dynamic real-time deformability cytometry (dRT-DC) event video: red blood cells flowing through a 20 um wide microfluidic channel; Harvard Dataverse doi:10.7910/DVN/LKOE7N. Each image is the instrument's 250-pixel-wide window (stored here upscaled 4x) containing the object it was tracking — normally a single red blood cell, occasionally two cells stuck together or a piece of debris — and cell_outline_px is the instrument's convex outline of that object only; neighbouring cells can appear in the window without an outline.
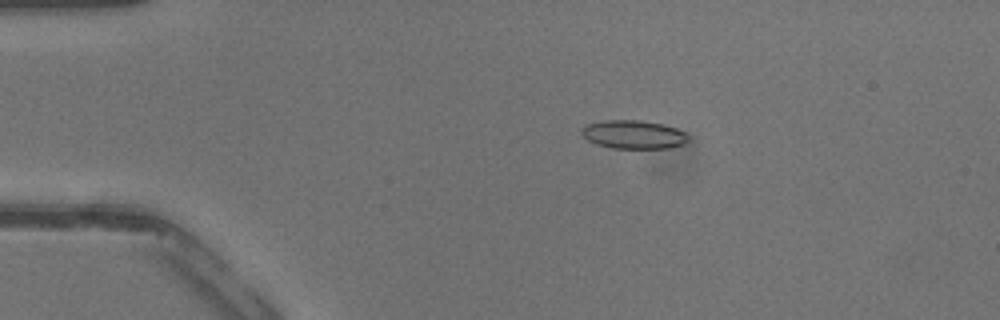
{"species": "common noctule bat (a hibernating species)", "species_latin": "Nyctalus noctula", "temperature_condition": "warm", "stored_images_in_passage": 39, "camera_frame_rate_fps": 3000, "um_per_image_px": 0.085, "animal": {"sex": "male", "body_mass_g": 13.3}, "frame": {"image": 1, "passage_image": 7, "time_ms": 2.0, "image_size_px": [1000, 320], "cell_outline_px": [[688, 140], [684, 144], [668, 148], [612, 148], [596, 144], [588, 140], [580, 132], [580, 128], [584, 124], [604, 120], [640, 120], [664, 124], [676, 128], [684, 132], [688, 136]], "centroid_in_image_um": [53.82, 11.42], "position_along_channel_um": 31.2, "area_um2": 17.86}}
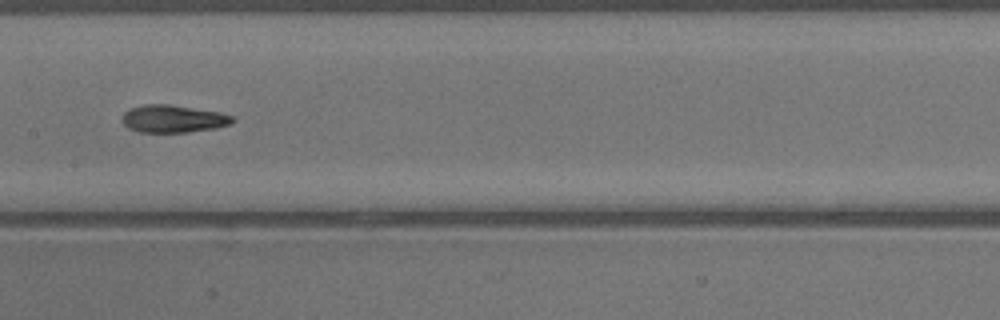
{"frame": {"image": 2, "passage_image": 20, "time_ms": 6.333, "image_size_px": [1000, 320], "cell_outline_px": [[236, 120], [232, 124], [216, 128], [188, 132], [136, 132], [128, 128], [120, 120], [120, 116], [128, 108], [144, 104], [168, 104], [220, 112], [232, 116]], "centroid_in_image_um": [14.68, 10.1], "position_along_channel_um": 192.7, "area_um2": 18.03}}
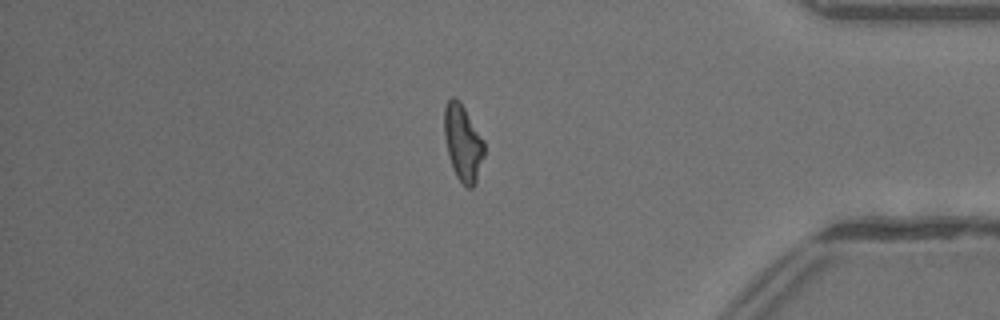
{"frame": {"image": 3, "passage_image": 34, "time_ms": 11.0, "image_size_px": [1000, 320], "cell_outline_px": [[484, 156], [476, 180], [472, 188], [468, 188], [456, 176], [452, 168], [444, 136], [444, 108], [448, 100], [452, 96], [456, 96], [460, 100], [484, 140]], "centroid_in_image_um": [39.34, 12.09], "position_along_channel_um": 395.9, "area_um2": 17.74}}